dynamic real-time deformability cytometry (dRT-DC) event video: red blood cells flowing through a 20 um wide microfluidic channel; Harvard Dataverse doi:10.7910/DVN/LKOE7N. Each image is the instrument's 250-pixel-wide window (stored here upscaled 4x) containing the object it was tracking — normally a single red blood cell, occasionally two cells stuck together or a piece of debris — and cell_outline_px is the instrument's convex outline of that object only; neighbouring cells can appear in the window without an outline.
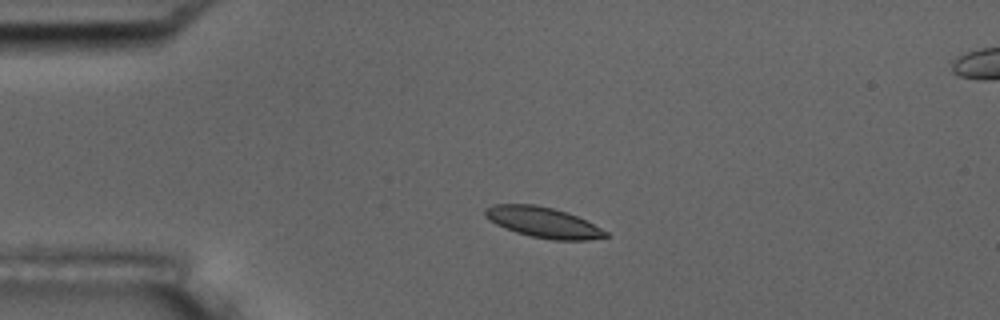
{"species": "common noctule bat (a hibernating species)", "species_latin": "Nyctalus noctula", "temperature_condition": "room temperature", "stored_images_in_passage": 5, "camera_frame_rate_fps": 3000, "um_per_image_px": 0.085, "animal": {"sex": "male", "body_mass_g": 17.5, "forearm_length_mm": 52.3}, "frame": {"image": 1, "passage_image": 3, "time_ms": 2.0, "image_size_px": [1000, 320], "cell_outline_px": [[608, 236], [588, 240], [552, 240], [532, 236], [516, 232], [504, 228], [488, 220], [484, 216], [484, 208], [492, 204], [536, 204], [552, 208], [576, 216], [608, 232]], "centroid_in_image_um": [46.1, 18.89], "position_along_channel_um": 38.9, "area_um2": 21.27}}